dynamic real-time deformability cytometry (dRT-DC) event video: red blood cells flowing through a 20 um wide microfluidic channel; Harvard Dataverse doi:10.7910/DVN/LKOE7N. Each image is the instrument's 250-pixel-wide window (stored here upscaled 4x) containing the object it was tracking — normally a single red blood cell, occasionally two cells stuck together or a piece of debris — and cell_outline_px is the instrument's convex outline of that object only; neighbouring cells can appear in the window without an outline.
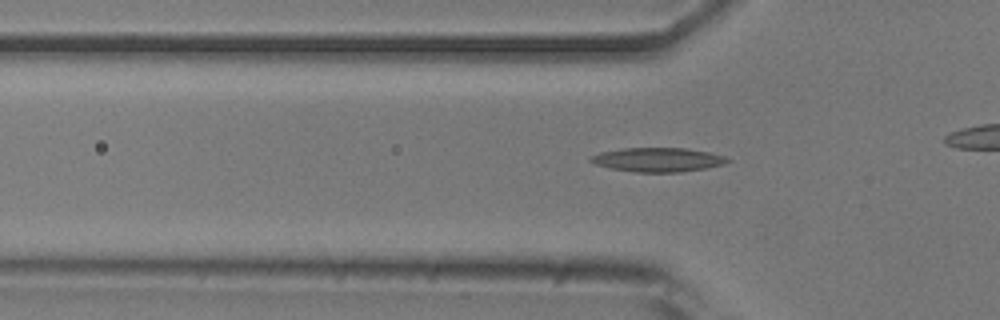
{"species": "common noctule bat (a hibernating species)", "species_latin": "Nyctalus noctula", "temperature_condition": "room temperature", "stored_images_in_passage": 41, "camera_frame_rate_fps": 3000, "um_per_image_px": 0.085, "animal": {"sex": "male", "body_mass_g": 20.5, "forearm_length_mm": 52.5}, "frame": {"image": 1, "passage_image": 16, "time_ms": 5.0, "image_size_px": [1000, 320], "cell_outline_px": [[732, 160], [724, 164], [708, 168], [680, 172], [636, 172], [612, 168], [596, 164], [588, 160], [588, 156], [600, 152], [624, 148], [684, 148], [708, 152], [724, 156]], "centroid_in_image_um": [55.91, 13.57], "position_along_channel_um": 69.9, "area_um2": 19.19}}
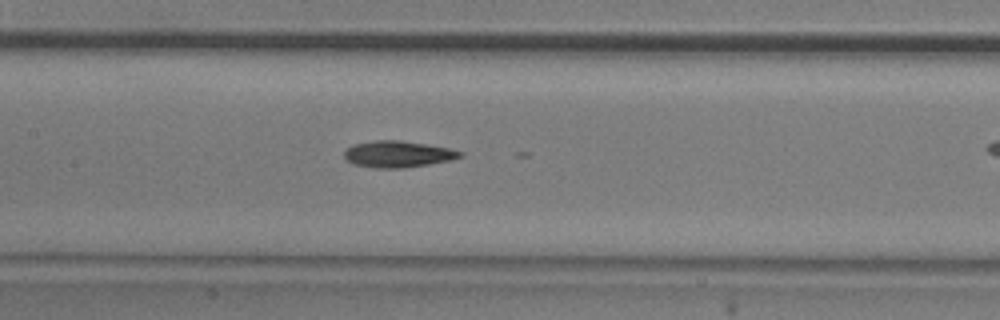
{"frame": {"image": 2, "passage_image": 24, "time_ms": 7.667, "image_size_px": [1000, 320], "cell_outline_px": [[464, 156], [452, 160], [404, 168], [376, 168], [352, 164], [344, 156], [344, 152], [352, 144], [376, 140], [400, 140], [448, 148], [464, 152]], "centroid_in_image_um": [33.83, 13.1], "position_along_channel_um": 173.6, "area_um2": 17.86}}
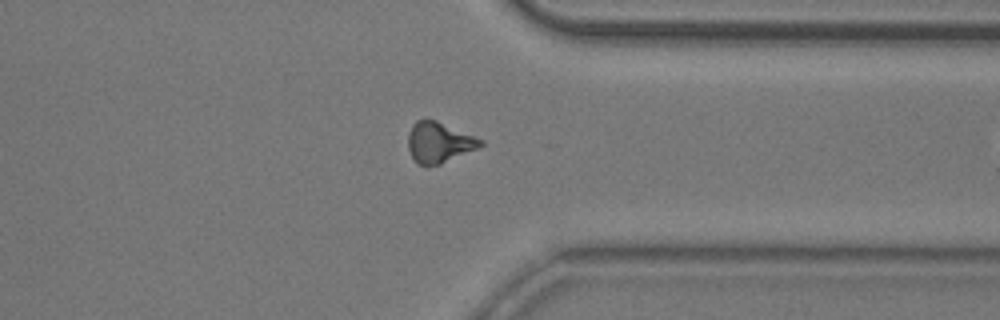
{"frame": {"image": 3, "passage_image": 40, "time_ms": 13.0, "image_size_px": [1000, 320], "cell_outline_px": [[484, 144], [476, 148], [440, 164], [416, 164], [408, 148], [408, 132], [412, 124], [416, 120], [436, 120], [484, 140]], "centroid_in_image_um": [37.29, 12.08], "position_along_channel_um": 374.1, "area_um2": 16.82}}